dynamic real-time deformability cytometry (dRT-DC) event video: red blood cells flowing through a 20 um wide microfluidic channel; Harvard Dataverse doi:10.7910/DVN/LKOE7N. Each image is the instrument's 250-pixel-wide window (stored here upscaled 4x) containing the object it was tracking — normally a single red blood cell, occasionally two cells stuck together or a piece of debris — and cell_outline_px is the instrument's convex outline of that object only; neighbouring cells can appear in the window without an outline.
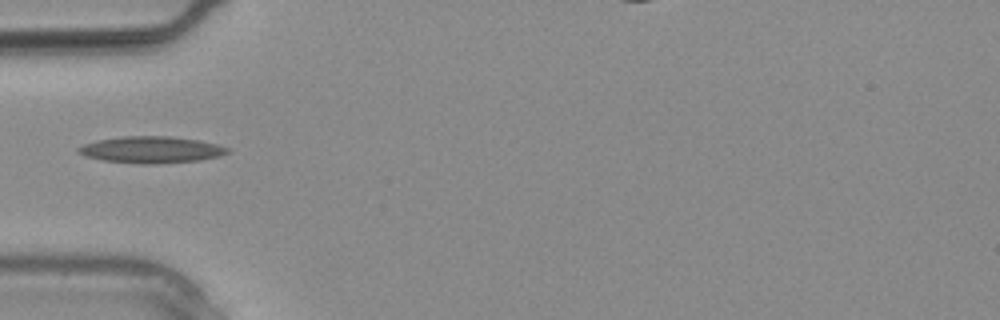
{"species": "common noctule bat (a hibernating species)", "species_latin": "Nyctalus noctula", "temperature_condition": "warm", "stored_images_in_passage": 29, "camera_frame_rate_fps": 3000, "um_per_image_px": 0.085, "animal": {"sex": "male", "body_mass_g": 20.4}, "frame": {"image": 1, "passage_image": 9, "time_ms": 2.667, "image_size_px": [1000, 320], "cell_outline_px": [[232, 152], [220, 156], [200, 160], [156, 164], [140, 164], [100, 160], [84, 156], [76, 152], [76, 148], [84, 144], [96, 140], [124, 136], [168, 136], [200, 140], [216, 144], [228, 148]], "centroid_in_image_um": [12.83, 12.73], "position_along_channel_um": 72.2, "area_um2": 23.41}}